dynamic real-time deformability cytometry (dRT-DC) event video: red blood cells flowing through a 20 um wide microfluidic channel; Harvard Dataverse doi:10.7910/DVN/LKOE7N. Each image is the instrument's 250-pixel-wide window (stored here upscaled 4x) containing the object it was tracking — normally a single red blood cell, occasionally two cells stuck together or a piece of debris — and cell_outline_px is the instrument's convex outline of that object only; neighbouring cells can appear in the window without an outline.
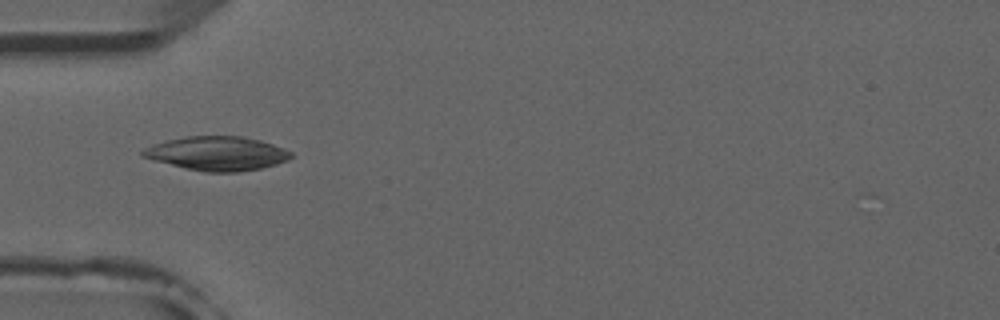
{"species": "common noctule bat (a hibernating species)", "species_latin": "Nyctalus noctula", "temperature_condition": "room temperature", "stored_images_in_passage": 8, "camera_frame_rate_fps": 3000, "um_per_image_px": 0.085, "animal": {"sex": "male", "forearm_length_mm": 52.5}, "frame": {"image": 1, "passage_image": 5, "time_ms": 4.667, "image_size_px": [1000, 320], "cell_outline_px": [[292, 156], [288, 160], [276, 164], [260, 168], [236, 172], [204, 172], [184, 168], [152, 160], [140, 156], [140, 152], [144, 148], [168, 140], [188, 136], [240, 136], [260, 140], [284, 148], [292, 152]], "centroid_in_image_um": [18.44, 13.05], "position_along_channel_um": 66.6, "area_um2": 29.3}}
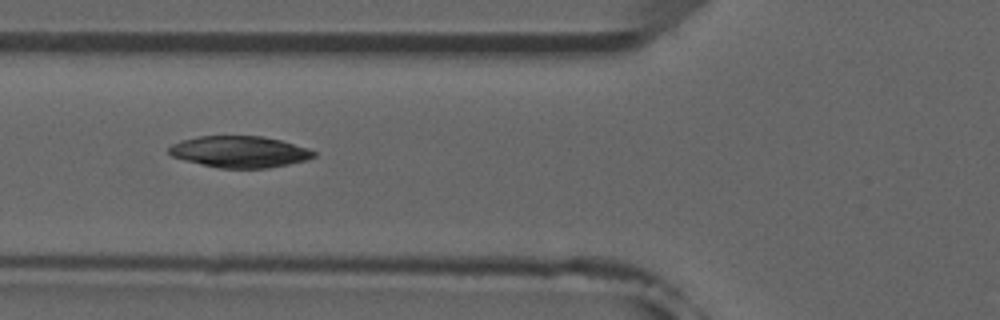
{"frame": {"image": 2, "passage_image": 6, "time_ms": 5.667, "image_size_px": [1000, 320], "cell_outline_px": [[316, 156], [308, 160], [268, 168], [220, 168], [200, 164], [184, 160], [172, 156], [168, 152], [168, 148], [172, 144], [180, 140], [200, 136], [260, 136], [280, 140], [308, 148], [316, 152]], "centroid_in_image_um": [20.36, 12.9], "position_along_channel_um": 105.4, "area_um2": 26.59}}
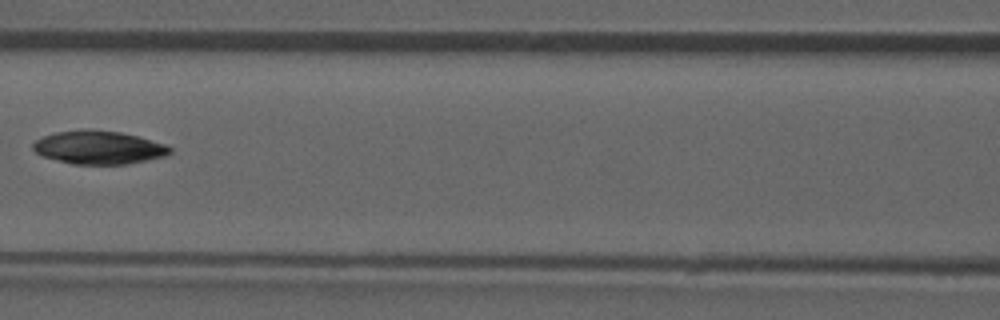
{"frame": {"image": 3, "passage_image": 7, "time_ms": 7.0, "image_size_px": [1000, 320], "cell_outline_px": [[172, 152], [164, 156], [128, 164], [72, 164], [40, 156], [32, 148], [32, 144], [36, 140], [44, 136], [56, 132], [84, 128], [92, 128], [120, 132], [136, 136], [164, 144], [172, 148]], "centroid_in_image_um": [8.34, 12.52], "position_along_channel_um": 158.3, "area_um2": 26.7}}